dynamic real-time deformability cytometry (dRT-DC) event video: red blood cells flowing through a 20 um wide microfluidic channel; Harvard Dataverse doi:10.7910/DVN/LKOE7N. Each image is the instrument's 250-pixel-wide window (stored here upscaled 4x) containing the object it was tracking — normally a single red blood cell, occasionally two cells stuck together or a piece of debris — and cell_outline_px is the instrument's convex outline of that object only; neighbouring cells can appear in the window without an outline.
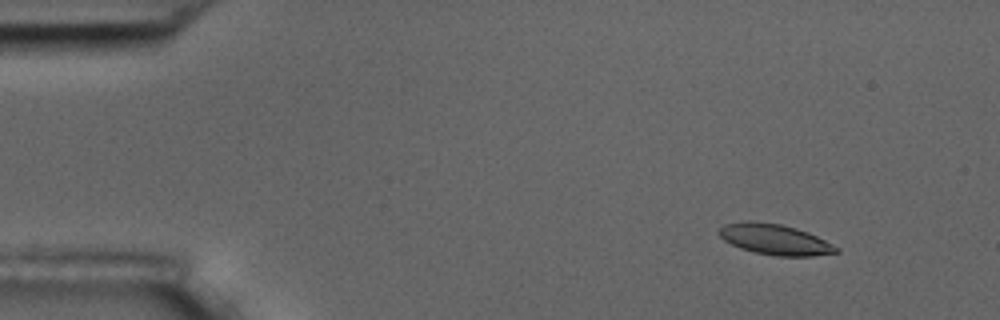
{"species": "common noctule bat (a hibernating species)", "species_latin": "Nyctalus noctula", "temperature_condition": "room temperature", "stored_images_in_passage": 6, "camera_frame_rate_fps": 3000, "um_per_image_px": 0.085, "animal": {"sex": "male", "body_mass_g": 17.5, "forearm_length_mm": 52.3}, "frame": {"image": 1, "passage_image": 3, "time_ms": 2.0, "image_size_px": [1000, 320], "cell_outline_px": [[840, 252], [812, 256], [776, 256], [756, 252], [740, 248], [724, 240], [716, 232], [724, 224], [748, 220], [780, 224], [796, 228], [808, 232], [840, 248]], "centroid_in_image_um": [65.86, 20.35], "position_along_channel_um": 19.1, "area_um2": 20.87}}
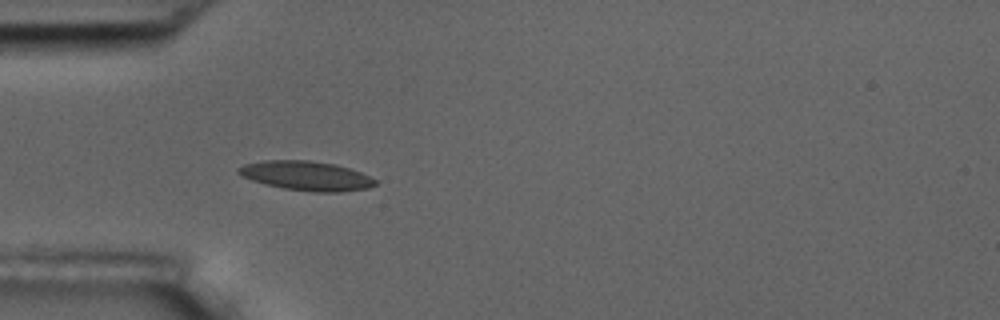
{"frame": {"image": 2, "passage_image": 6, "time_ms": 5.667, "image_size_px": [1000, 320], "cell_outline_px": [[376, 184], [368, 188], [340, 192], [316, 192], [284, 188], [252, 180], [236, 172], [236, 168], [244, 164], [264, 160], [308, 160], [336, 164], [360, 172], [376, 180]], "centroid_in_image_um": [26.03, 14.93], "position_along_channel_um": 59.0, "area_um2": 23.18}}